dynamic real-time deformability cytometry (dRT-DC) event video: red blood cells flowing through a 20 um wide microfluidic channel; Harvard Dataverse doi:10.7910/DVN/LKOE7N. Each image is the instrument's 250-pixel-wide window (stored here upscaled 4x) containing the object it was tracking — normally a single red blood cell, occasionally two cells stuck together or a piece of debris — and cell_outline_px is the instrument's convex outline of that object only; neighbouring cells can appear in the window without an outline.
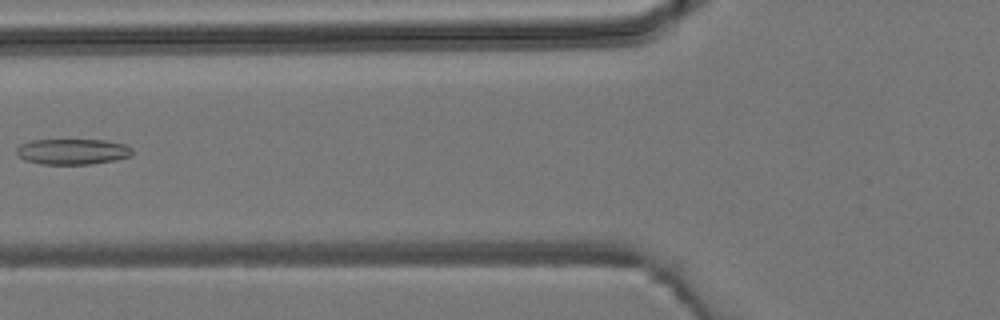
{"species": "common noctule bat (a hibernating species)", "species_latin": "Nyctalus noctula", "temperature_condition": "room temperature", "stored_images_in_passage": 6, "camera_frame_rate_fps": 3000, "um_per_image_px": 0.085, "animal": {"sex": "male", "body_mass_g": 19.2, "forearm_length_mm": 51.8}, "frame": {"image": 1, "passage_image": 6, "time_ms": 6.0, "image_size_px": [1000, 320], "cell_outline_px": [[132, 156], [116, 160], [88, 164], [40, 164], [24, 160], [16, 152], [16, 148], [20, 144], [32, 140], [104, 140], [124, 144], [132, 148]], "centroid_in_image_um": [6.16, 12.89], "position_along_channel_um": 119.6, "area_um2": 17.34}}